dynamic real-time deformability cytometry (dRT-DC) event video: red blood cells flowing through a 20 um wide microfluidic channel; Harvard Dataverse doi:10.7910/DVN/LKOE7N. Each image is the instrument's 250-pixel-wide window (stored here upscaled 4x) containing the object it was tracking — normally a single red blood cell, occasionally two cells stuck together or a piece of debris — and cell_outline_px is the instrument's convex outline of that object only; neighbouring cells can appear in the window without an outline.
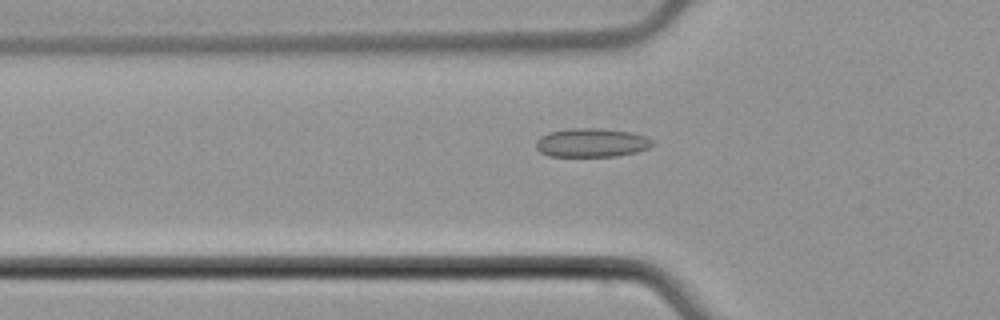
{"species": "common noctule bat (a hibernating species)", "species_latin": "Nyctalus noctula", "temperature_condition": "cold", "stored_images_in_passage": 41, "camera_frame_rate_fps": 3000, "um_per_image_px": 0.085, "animal": {"sex": "male", "body_mass_g": 21.5, "forearm_length_mm": 52.0}, "frame": {"image": 1, "passage_image": 6, "time_ms": 1.667, "image_size_px": [1000, 320], "cell_outline_px": [[656, 144], [648, 148], [636, 152], [616, 156], [548, 156], [540, 152], [536, 148], [536, 140], [540, 136], [548, 132], [572, 128], [600, 128], [632, 132], [644, 136], [652, 140]], "centroid_in_image_um": [50.28, 12.12], "position_along_channel_um": 75.5, "area_um2": 19.65}}
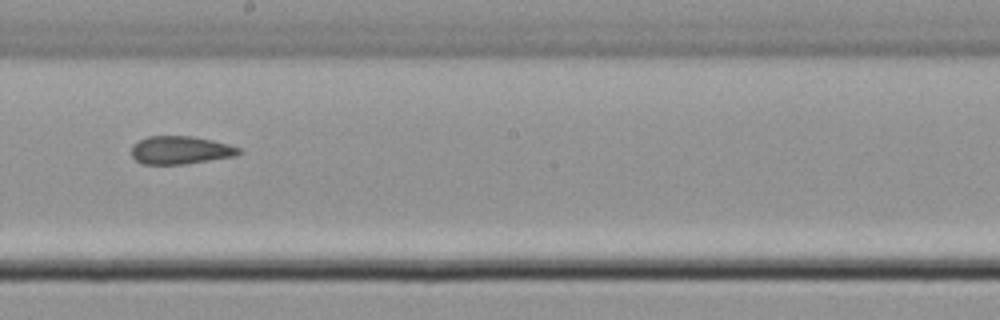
{"frame": {"image": 2, "passage_image": 18, "time_ms": 5.667, "image_size_px": [1000, 320], "cell_outline_px": [[244, 152], [236, 156], [184, 164], [144, 164], [136, 160], [132, 156], [132, 144], [148, 136], [192, 136], [212, 140], [228, 144], [240, 148]], "centroid_in_image_um": [15.36, 12.76], "position_along_channel_um": 232.8, "area_um2": 17.57}}
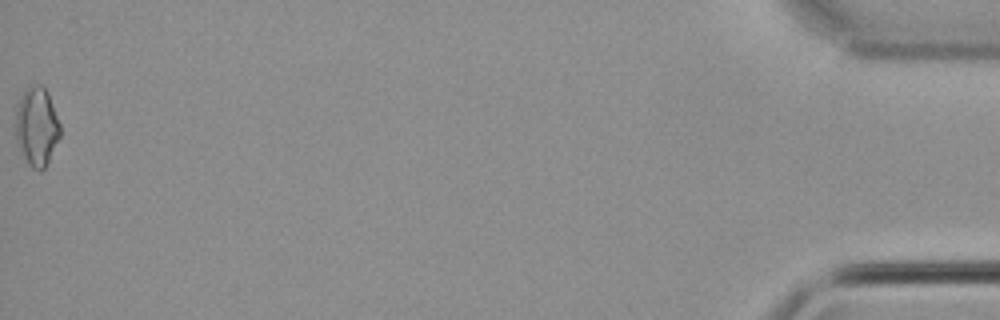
{"frame": {"image": 3, "passage_image": 41, "time_ms": 13.333, "image_size_px": [1000, 320], "cell_outline_px": [[60, 136], [44, 168], [40, 172], [32, 168], [28, 164], [24, 156], [16, 136], [16, 104], [20, 96], [32, 84], [40, 84], [48, 92], [60, 124]], "centroid_in_image_um": [3.13, 10.72], "position_along_channel_um": 432.1, "area_um2": 20.17}, "authors_computed_cell_mechanics": {"area_um2": 17.8602, "velocity_mm_per_s": 3.9258, "shape_relaxation_time_tau1_ms": null, "shape_relaxation_time_tau2_ms": 3.9288, "deformation_change_tau1": null, "deformation_change_tau2": 0.1081}}